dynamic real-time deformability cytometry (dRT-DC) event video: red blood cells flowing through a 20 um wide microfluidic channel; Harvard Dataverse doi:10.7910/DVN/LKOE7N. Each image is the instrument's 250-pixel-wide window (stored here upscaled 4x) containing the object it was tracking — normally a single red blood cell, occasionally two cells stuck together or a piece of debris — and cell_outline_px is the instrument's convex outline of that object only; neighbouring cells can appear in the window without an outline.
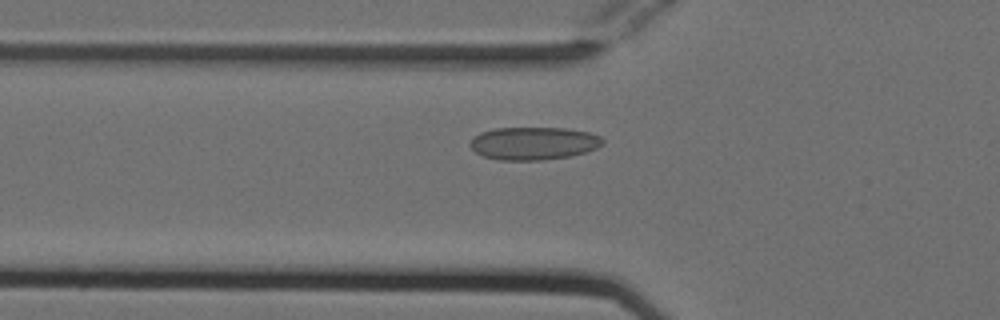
{"species": "Egyptian fruit bat (a non-hibernating species)", "species_latin": "Rousettus aegyptiacus", "temperature_condition": "cold", "stored_images_in_passage": 50, "camera_frame_rate_fps": 3000, "um_per_image_px": 0.085, "animal": {"sex": "female"}, "frame": {"image": 1, "passage_image": 15, "time_ms": 4.667, "image_size_px": [1000, 320], "cell_outline_px": [[604, 144], [596, 148], [572, 156], [544, 160], [500, 160], [484, 156], [476, 152], [468, 144], [472, 136], [480, 132], [496, 128], [564, 128], [588, 132], [600, 136], [604, 140]], "centroid_in_image_um": [45.34, 12.18], "position_along_channel_um": 80.5, "area_um2": 25.49}}
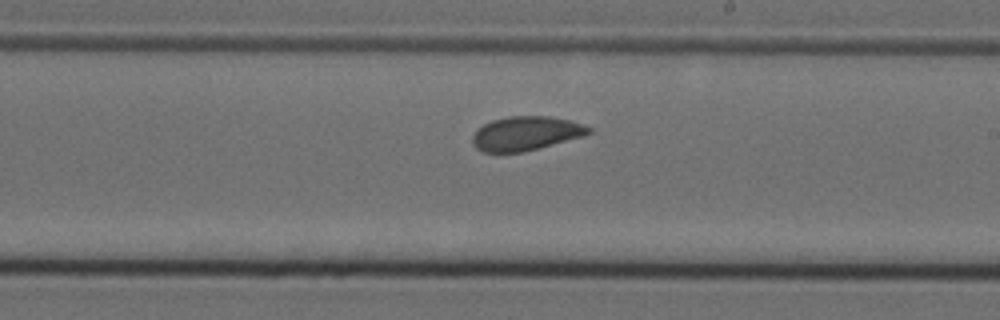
{"frame": {"image": 2, "passage_image": 28, "time_ms": 9.0, "image_size_px": [1000, 320], "cell_outline_px": [[592, 132], [584, 136], [524, 152], [484, 152], [476, 148], [472, 144], [472, 136], [484, 124], [492, 120], [508, 116], [548, 116], [572, 120], [592, 128]], "centroid_in_image_um": [44.73, 11.34], "position_along_channel_um": 244.3, "area_um2": 23.12}}
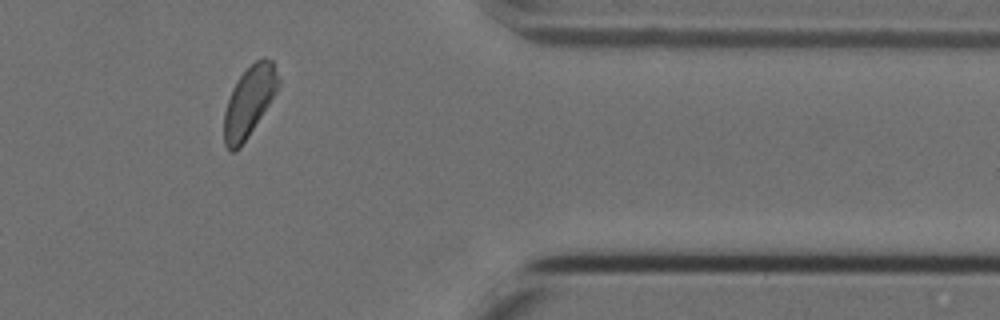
{"frame": {"image": 3, "passage_image": 41, "time_ms": 13.333, "image_size_px": [1000, 320], "cell_outline_px": [[280, 84], [276, 92], [248, 136], [240, 148], [236, 152], [228, 152], [224, 144], [224, 112], [232, 88], [236, 80], [256, 60], [264, 56], [272, 60], [280, 80]], "centroid_in_image_um": [21.16, 8.64], "position_along_channel_um": 390.2, "area_um2": 22.14}, "authors_computed_cell_mechanics": {"area_um2": 23.4668, "velocity_mm_per_s": 3.7679, "shape_relaxation_time_tau1_ms": 8.7436, "shape_relaxation_time_tau2_ms": 2.1649, "deformation_change_tau1": 0.1154, "deformation_change_tau2": 0.0578}}